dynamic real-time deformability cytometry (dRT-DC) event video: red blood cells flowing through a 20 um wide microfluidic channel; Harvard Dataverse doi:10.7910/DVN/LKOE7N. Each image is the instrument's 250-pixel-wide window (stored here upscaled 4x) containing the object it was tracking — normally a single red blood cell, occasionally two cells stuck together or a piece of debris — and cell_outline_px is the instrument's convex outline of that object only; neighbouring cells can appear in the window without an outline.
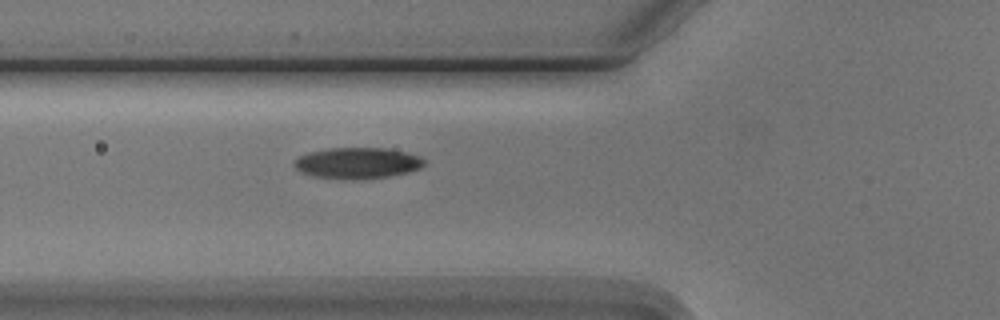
{"species": "Egyptian fruit bat (a non-hibernating species)", "species_latin": "Rousettus aegyptiacus", "temperature_condition": "cold", "stored_images_in_passage": 3, "camera_frame_rate_fps": 3000, "um_per_image_px": 0.085, "animal": {"sex": "male"}, "frame": {"image": 1, "passage_image": 3, "time_ms": 2.333, "image_size_px": [1000, 320], "cell_outline_px": [[424, 164], [420, 168], [408, 172], [388, 176], [356, 180], [344, 180], [312, 176], [300, 172], [292, 164], [292, 160], [308, 152], [328, 148], [384, 148], [404, 152], [420, 156], [424, 160]], "centroid_in_image_um": [30.31, 13.87], "position_along_channel_um": 95.5, "area_um2": 23.76}}